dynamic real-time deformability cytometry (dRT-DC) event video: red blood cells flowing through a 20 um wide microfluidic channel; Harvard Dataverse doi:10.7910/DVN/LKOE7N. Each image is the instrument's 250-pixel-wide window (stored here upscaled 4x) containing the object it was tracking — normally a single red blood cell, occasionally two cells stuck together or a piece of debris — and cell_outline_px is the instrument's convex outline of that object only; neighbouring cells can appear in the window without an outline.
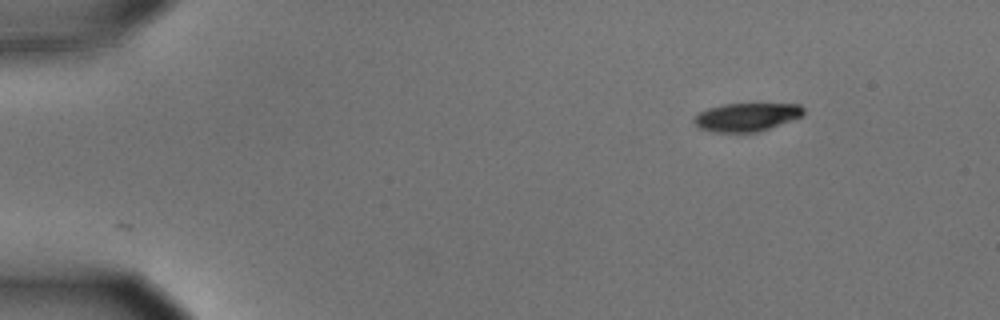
{"species": "common noctule bat (a hibernating species)", "species_latin": "Nyctalus noctula", "temperature_condition": "cold", "stored_images_in_passage": 51, "camera_frame_rate_fps": 3000, "um_per_image_px": 0.085, "animal": {"sex": "male", "body_mass_g": 15.6}, "frame": {"image": 1, "passage_image": 1, "time_ms": 0.0, "image_size_px": [1000, 320], "cell_outline_px": [[804, 116], [756, 132], [712, 132], [700, 128], [692, 120], [700, 112], [708, 108], [724, 104], [800, 104], [804, 108]], "centroid_in_image_um": [63.47, 9.95], "position_along_channel_um": 21.5, "area_um2": 17.92}}
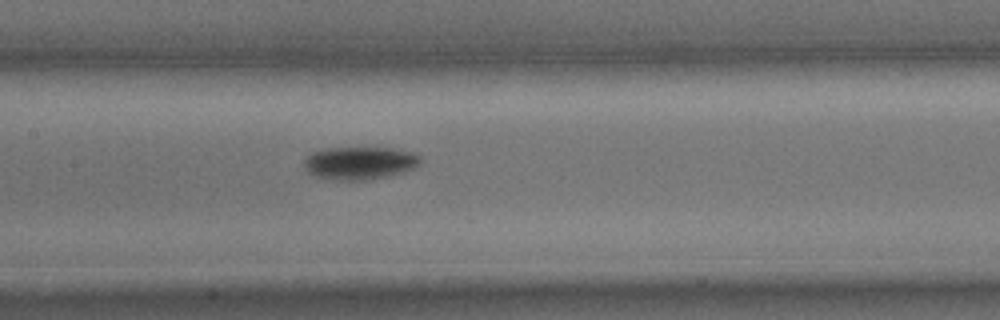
{"frame": {"image": 2, "passage_image": 22, "time_ms": 7.0, "image_size_px": [1000, 320], "cell_outline_px": [[420, 164], [404, 172], [388, 176], [368, 180], [340, 180], [316, 176], [308, 172], [304, 168], [304, 160], [312, 152], [324, 148], [392, 148], [412, 152], [420, 156]], "centroid_in_image_um": [30.57, 13.85], "position_along_channel_um": 176.8, "area_um2": 22.2}}
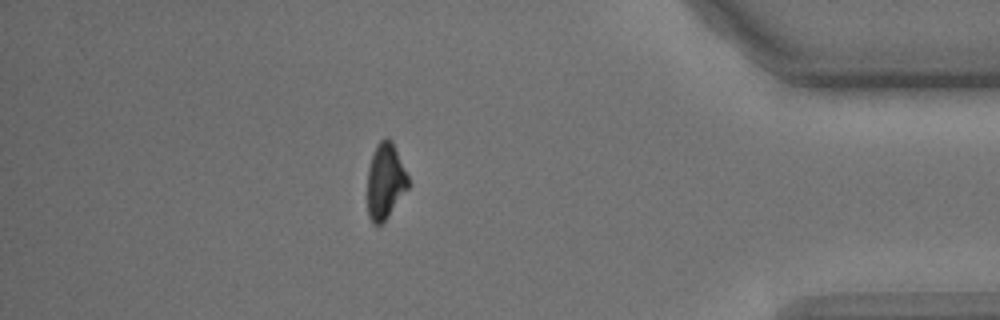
{"frame": {"image": 3, "passage_image": 44, "time_ms": 14.333, "image_size_px": [1000, 320], "cell_outline_px": [[408, 188], [388, 216], [380, 224], [372, 224], [368, 216], [368, 168], [376, 144], [380, 140], [392, 140], [408, 176]], "centroid_in_image_um": [32.74, 15.41], "position_along_channel_um": 402.5, "area_um2": 17.69}, "authors_computed_cell_mechanics": {"area_um2": 20.0566, "velocity_mm_per_s": 3.5451, "shape_relaxation_time_tau1_ms": 2.2492, "shape_relaxation_time_tau2_ms": null, "deformation_change_tau1": 0.1002, "deformation_change_tau2": null}}